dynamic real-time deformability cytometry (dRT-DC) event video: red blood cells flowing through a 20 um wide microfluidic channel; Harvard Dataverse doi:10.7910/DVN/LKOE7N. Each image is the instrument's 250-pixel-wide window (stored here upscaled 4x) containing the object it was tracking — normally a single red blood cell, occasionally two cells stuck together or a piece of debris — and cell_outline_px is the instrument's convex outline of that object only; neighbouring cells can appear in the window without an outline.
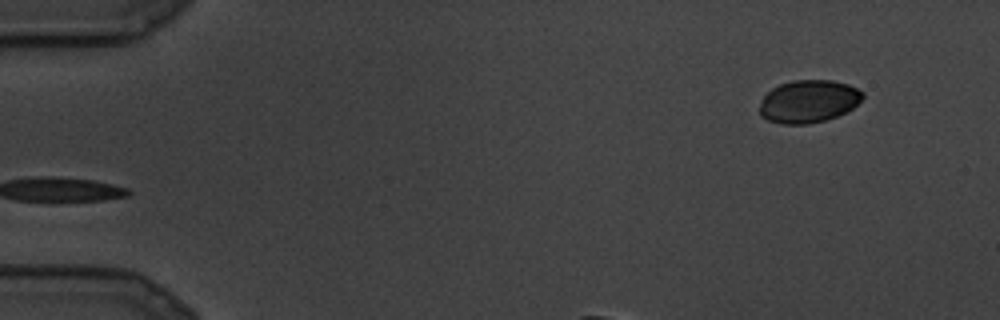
{"species": "common noctule bat (a hibernating species)", "species_latin": "Nyctalus noctula", "temperature_condition": "cold", "stored_images_in_passage": 2, "camera_frame_rate_fps": 3000, "um_per_image_px": 0.085, "animal": {"sex": "male", "body_mass_g": 19.5, "forearm_length_mm": 54.6}, "frame": {"image": 1, "passage_image": 2, "time_ms": 0.333, "image_size_px": [1000, 320], "cell_outline_px": [[864, 96], [852, 108], [836, 116], [824, 120], [808, 124], [780, 124], [768, 120], [760, 116], [760, 104], [764, 96], [772, 88], [780, 84], [792, 80], [832, 80], [848, 84], [864, 92]], "centroid_in_image_um": [68.71, 8.61], "position_along_channel_um": 16.3, "area_um2": 25.55}}